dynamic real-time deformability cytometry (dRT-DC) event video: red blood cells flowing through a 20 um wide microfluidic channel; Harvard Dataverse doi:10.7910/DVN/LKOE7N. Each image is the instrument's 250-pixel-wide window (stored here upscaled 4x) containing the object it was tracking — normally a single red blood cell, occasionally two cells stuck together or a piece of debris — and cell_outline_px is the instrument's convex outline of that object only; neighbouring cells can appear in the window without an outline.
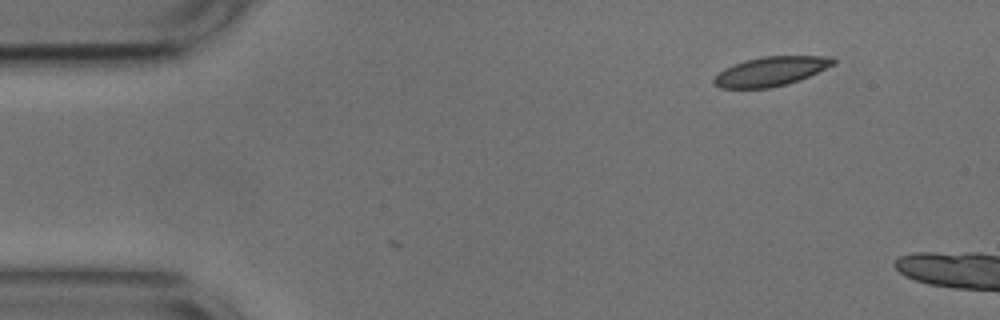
{"species": "common noctule bat (a hibernating species)", "species_latin": "Nyctalus noctula", "temperature_condition": "cold", "stored_images_in_passage": 4, "camera_frame_rate_fps": 3000, "um_per_image_px": 0.085, "animal": {"sex": "male", "body_mass_g": 17.9, "forearm_length_mm": 54.2}, "frame": {"image": 1, "passage_image": 1, "time_ms": 0.0, "image_size_px": [1000, 320], "cell_outline_px": [[836, 64], [800, 80], [788, 84], [768, 88], [720, 88], [712, 84], [712, 80], [724, 68], [732, 64], [744, 60], [764, 56], [832, 56], [836, 60]], "centroid_in_image_um": [65.53, 6.06], "position_along_channel_um": 19.5, "area_um2": 20.58}}